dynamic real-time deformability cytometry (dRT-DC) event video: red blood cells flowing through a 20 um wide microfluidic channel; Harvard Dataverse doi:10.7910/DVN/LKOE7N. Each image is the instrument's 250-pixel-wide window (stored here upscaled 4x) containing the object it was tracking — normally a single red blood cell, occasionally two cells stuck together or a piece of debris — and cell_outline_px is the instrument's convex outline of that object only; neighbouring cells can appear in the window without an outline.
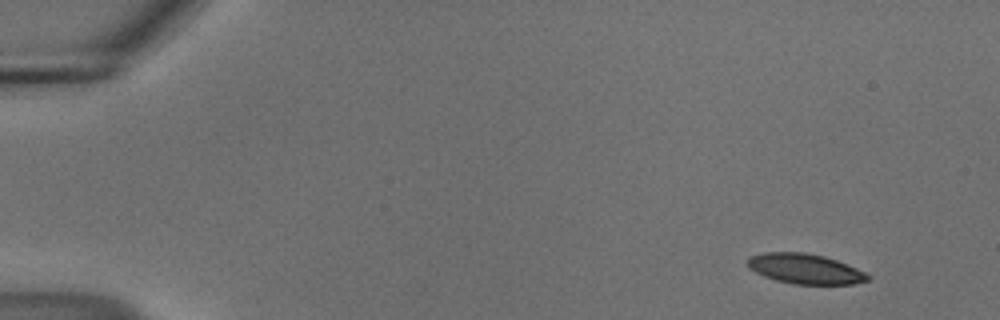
{"species": "common noctule bat (a hibernating species)", "species_latin": "Nyctalus noctula", "temperature_condition": "cold", "stored_images_in_passage": 55, "camera_frame_rate_fps": 3000, "um_per_image_px": 0.085, "animal": {"sex": "male", "body_mass_g": 18.8}, "frame": {"image": 1, "passage_image": 5, "time_ms": 1.333, "image_size_px": [1000, 320], "cell_outline_px": [[868, 280], [852, 284], [792, 284], [776, 280], [764, 276], [748, 268], [748, 256], [764, 252], [804, 252], [824, 256], [836, 260], [856, 268], [864, 272], [868, 276]], "centroid_in_image_um": [68.38, 22.84], "position_along_channel_um": 16.6, "area_um2": 20.92}}
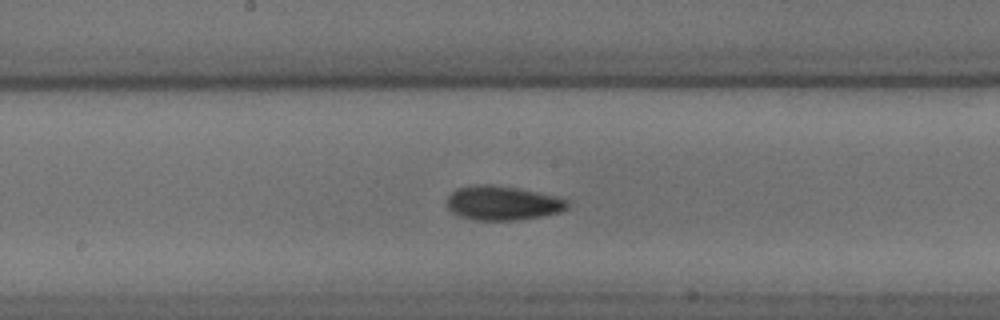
{"frame": {"image": 2, "passage_image": 30, "time_ms": 9.667, "image_size_px": [1000, 320], "cell_outline_px": [[568, 208], [560, 212], [540, 216], [516, 220], [476, 220], [460, 216], [452, 212], [448, 208], [448, 196], [456, 188], [472, 184], [492, 184], [516, 188], [556, 196], [568, 200]], "centroid_in_image_um": [42.7, 17.25], "position_along_channel_um": 205.5, "area_um2": 23.99}}
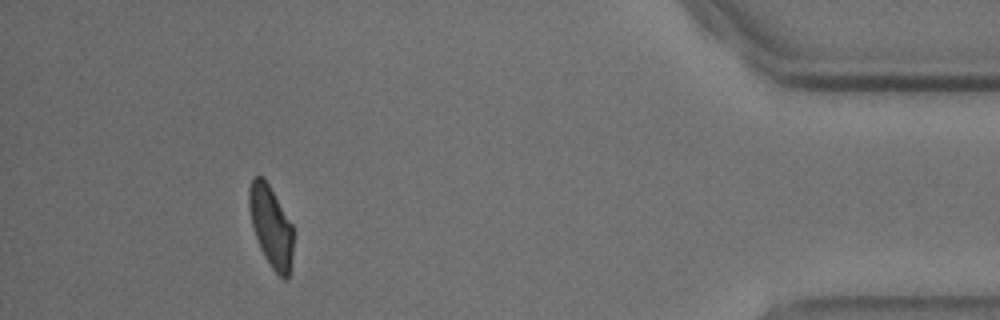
{"frame": {"image": 3, "passage_image": 51, "time_ms": 16.667, "image_size_px": [1000, 320], "cell_outline_px": [[292, 256], [288, 276], [284, 280], [272, 268], [264, 256], [260, 248], [252, 224], [248, 204], [248, 188], [252, 180], [256, 176], [264, 176], [292, 224]], "centroid_in_image_um": [23.01, 19.2], "position_along_channel_um": 412.2, "area_um2": 20.63}, "authors_computed_cell_mechanics": {"area_um2": 22.4264, "velocity_mm_per_s": 3.6921, "shape_relaxation_time_tau1_ms": 7.1573, "shape_relaxation_time_tau2_ms": 4.517, "deformation_change_tau1": 0.1691, "deformation_change_tau2": 0.0961}}